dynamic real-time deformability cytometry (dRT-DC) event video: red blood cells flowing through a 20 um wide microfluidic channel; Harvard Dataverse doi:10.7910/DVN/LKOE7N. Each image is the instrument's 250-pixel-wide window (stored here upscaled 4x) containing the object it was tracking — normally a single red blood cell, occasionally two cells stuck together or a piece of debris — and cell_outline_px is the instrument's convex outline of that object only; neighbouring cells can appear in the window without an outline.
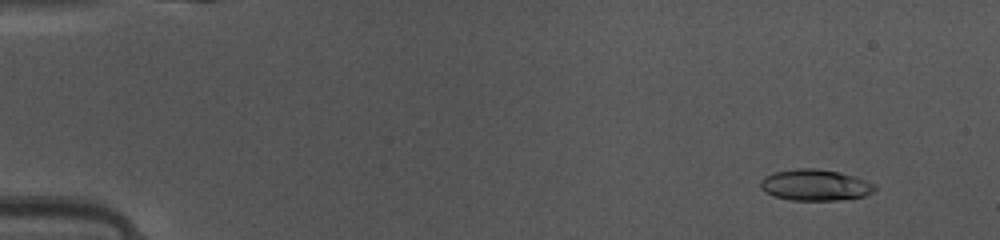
{"species": "common noctule bat (a hibernating species)", "species_latin": "Nyctalus noctula", "temperature_condition": "warm", "stored_images_in_passage": 49, "camera_frame_rate_fps": 3000, "um_per_image_px": 0.085, "animal": {"sex": "female", "body_mass_g": 10.0, "forearm_length_mm": 53.1}, "frame": {"image": 1, "passage_image": 5, "time_ms": 1.333, "image_size_px": [1000, 240], "cell_outline_px": [[876, 188], [872, 192], [864, 196], [836, 200], [792, 200], [772, 196], [764, 192], [760, 188], [760, 180], [764, 176], [776, 172], [800, 168], [816, 168], [840, 172], [876, 184]], "centroid_in_image_um": [69.25, 15.73], "position_along_channel_um": 15.8, "area_um2": 20.75}}
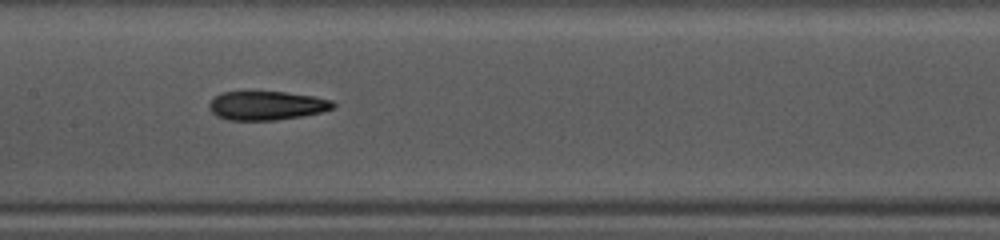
{"frame": {"image": 2, "passage_image": 25, "time_ms": 8.0, "image_size_px": [1000, 240], "cell_outline_px": [[336, 108], [320, 112], [300, 116], [276, 120], [228, 120], [216, 116], [208, 108], [208, 104], [212, 96], [220, 92], [284, 92], [312, 96], [332, 100], [336, 104]], "centroid_in_image_um": [22.62, 8.97], "position_along_channel_um": 184.8, "area_um2": 20.98}}
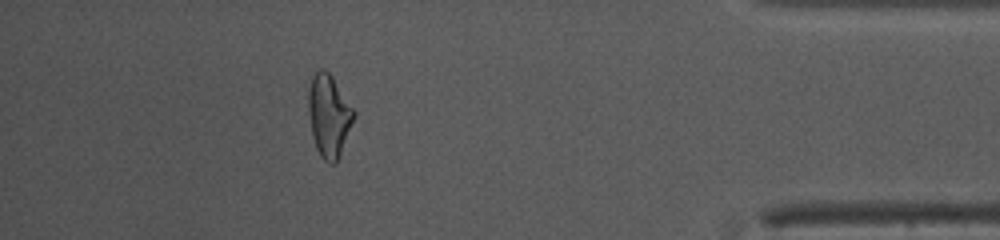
{"frame": {"image": 3, "passage_image": 44, "time_ms": 14.333, "image_size_px": [1000, 240], "cell_outline_px": [[356, 112], [336, 164], [328, 164], [320, 156], [316, 148], [312, 136], [308, 112], [308, 88], [312, 76], [320, 68], [324, 68], [332, 76]], "centroid_in_image_um": [27.93, 9.82], "position_along_channel_um": 407.3, "area_um2": 21.79}, "authors_computed_cell_mechanics": {"area_um2": 20.8658, "velocity_mm_per_s": 4.1527, "shape_relaxation_time_tau1_ms": 5.04, "shape_relaxation_time_tau2_ms": 2.0556, "deformation_change_tau1": 0.2028, "deformation_change_tau2": 0.1137}}